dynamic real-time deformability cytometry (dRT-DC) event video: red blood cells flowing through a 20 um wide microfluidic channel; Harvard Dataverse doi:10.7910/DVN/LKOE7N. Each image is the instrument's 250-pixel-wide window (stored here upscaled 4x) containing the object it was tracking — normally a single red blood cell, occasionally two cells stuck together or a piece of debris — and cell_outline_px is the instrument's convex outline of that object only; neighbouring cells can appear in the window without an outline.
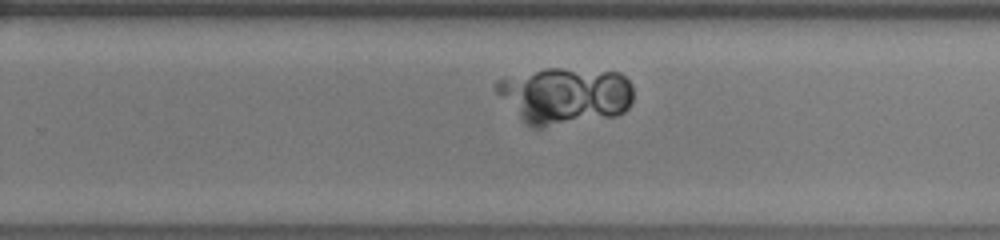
{"species": "human", "species_latin": "Homo sapiens", "temperature_condition": "room temperature", "stored_images_in_passage": 32, "camera_frame_rate_fps": 3000, "um_per_image_px": 0.085, "donor": {"sex": "female"}, "frame": {"image": 1, "passage_image": 19, "time_ms": 6.0, "image_size_px": [1000, 240], "cell_outline_px": [[632, 100], [628, 108], [624, 112], [616, 116], [540, 128], [532, 128], [524, 124], [492, 88], [496, 80], [544, 68], [560, 68], [620, 72], [632, 84]], "centroid_in_image_um": [48.0, 8.14], "position_along_channel_um": 281.8, "area_um2": 45.89}}
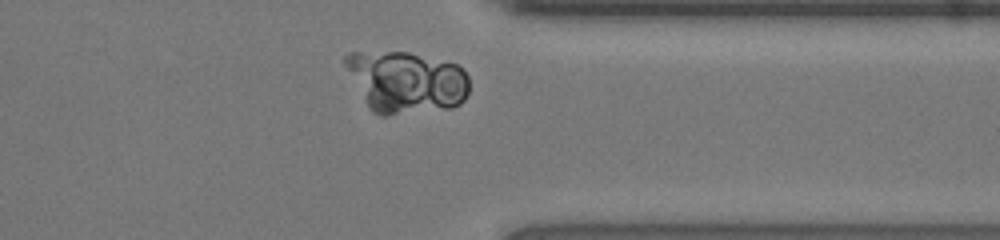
{"frame": {"image": 2, "passage_image": 26, "time_ms": 8.333, "image_size_px": [1000, 240], "cell_outline_px": [[468, 92], [464, 100], [460, 104], [452, 108], [388, 116], [380, 116], [372, 112], [368, 108], [344, 64], [344, 56], [348, 52], [408, 52], [456, 64], [464, 68], [468, 76]], "centroid_in_image_um": [34.52, 6.98], "position_along_channel_um": 376.9, "area_um2": 44.91}}
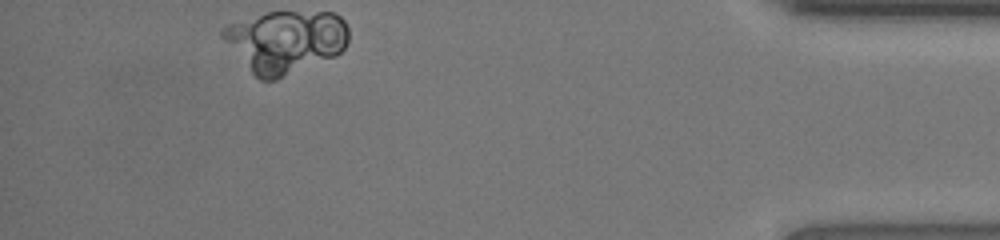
{"frame": {"image": 3, "passage_image": 32, "time_ms": 10.333, "image_size_px": [1000, 240], "cell_outline_px": [[348, 40], [344, 48], [340, 52], [332, 56], [276, 80], [260, 80], [252, 72], [220, 36], [220, 28], [228, 24], [268, 12], [336, 12], [344, 20], [348, 28]], "centroid_in_image_um": [24.27, 3.49], "position_along_channel_um": 410.9, "area_um2": 45.26}}